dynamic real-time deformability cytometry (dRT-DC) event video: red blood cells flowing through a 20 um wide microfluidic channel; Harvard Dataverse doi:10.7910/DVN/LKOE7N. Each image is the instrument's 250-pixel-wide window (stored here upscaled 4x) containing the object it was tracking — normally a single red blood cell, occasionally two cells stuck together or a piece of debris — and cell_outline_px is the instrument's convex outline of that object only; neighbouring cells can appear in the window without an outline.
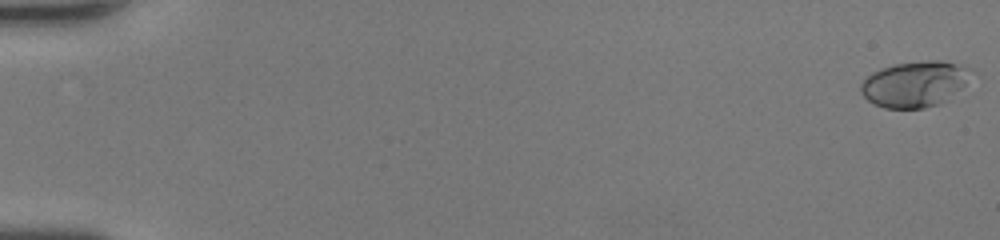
{"species": "human", "species_latin": "Homo sapiens", "temperature_condition": "room temperature", "stored_images_in_passage": 51, "camera_frame_rate_fps": 3000, "um_per_image_px": 0.085, "donor": {"sex": "female"}, "frame": {"image": 1, "passage_image": 2, "time_ms": 0.333, "image_size_px": [1000, 240], "cell_outline_px": [[972, 68], [964, 84], [944, 100], [936, 104], [924, 108], [884, 108], [868, 100], [860, 92], [860, 84], [872, 72], [896, 64], [928, 60], [940, 60]], "centroid_in_image_um": [77.7, 7.13], "position_along_channel_um": 7.3, "area_um2": 28.67}}
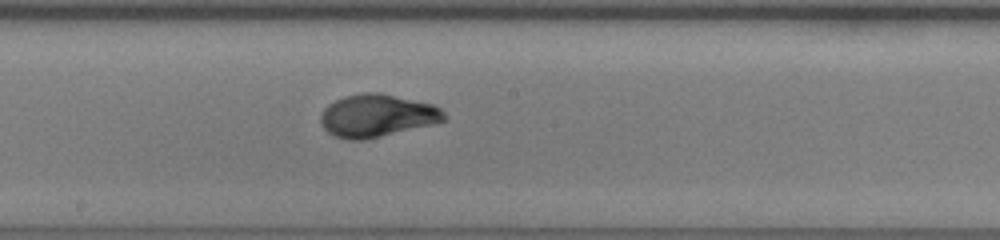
{"frame": {"image": 2, "passage_image": 30, "time_ms": 9.667, "image_size_px": [1000, 240], "cell_outline_px": [[448, 120], [436, 124], [364, 140], [348, 140], [336, 136], [328, 132], [324, 128], [320, 120], [320, 116], [324, 108], [328, 104], [344, 96], [364, 92], [380, 92], [432, 104], [440, 108], [448, 116]], "centroid_in_image_um": [32.08, 9.83], "position_along_channel_um": 216.1, "area_um2": 30.98}}
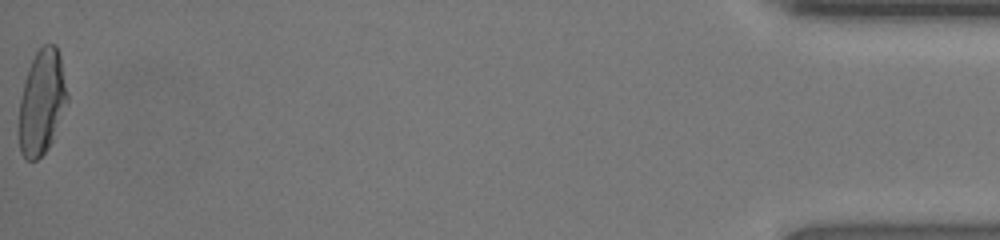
{"frame": {"image": 3, "passage_image": 51, "time_ms": 16.667, "image_size_px": [1000, 240], "cell_outline_px": [[68, 100], [52, 140], [48, 148], [36, 160], [24, 160], [20, 152], [20, 100], [28, 68], [36, 52], [44, 44], [56, 44], [60, 56], [68, 92]], "centroid_in_image_um": [3.57, 8.67], "position_along_channel_um": 431.6, "area_um2": 29.13}, "authors_computed_cell_mechanics": {"area_um2": 28.6688, "velocity_mm_per_s": 4.4168, "shape_relaxation_time_tau1_ms": 4.6261, "shape_relaxation_time_tau2_ms": null, "deformation_change_tau1": 0.2346, "deformation_change_tau2": null}}